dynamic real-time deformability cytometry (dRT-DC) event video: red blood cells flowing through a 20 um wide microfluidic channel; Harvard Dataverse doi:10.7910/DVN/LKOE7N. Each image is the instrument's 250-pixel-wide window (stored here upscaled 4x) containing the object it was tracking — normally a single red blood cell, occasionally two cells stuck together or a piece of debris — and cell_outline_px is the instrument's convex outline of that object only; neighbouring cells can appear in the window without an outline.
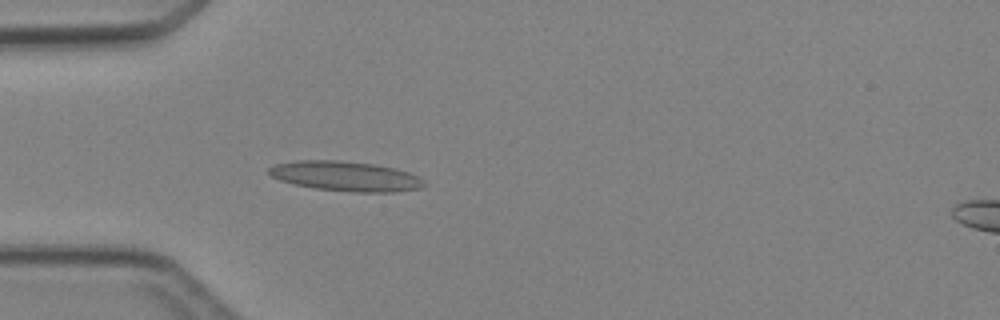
{"species": "Egyptian fruit bat (a non-hibernating species)", "species_latin": "Rousettus aegyptiacus", "temperature_condition": "cold", "stored_images_in_passage": 4, "camera_frame_rate_fps": 3000, "um_per_image_px": 0.085, "animal": {"sex": "female"}, "frame": {"image": 1, "passage_image": 4, "time_ms": 3.667, "image_size_px": [1000, 320], "cell_outline_px": [[428, 184], [420, 188], [396, 192], [352, 192], [316, 188], [296, 184], [280, 180], [272, 176], [268, 172], [268, 168], [276, 164], [296, 160], [340, 160], [376, 164], [396, 168], [408, 172], [424, 180]], "centroid_in_image_um": [29.41, 14.97], "position_along_channel_um": 55.6, "area_um2": 27.05}}